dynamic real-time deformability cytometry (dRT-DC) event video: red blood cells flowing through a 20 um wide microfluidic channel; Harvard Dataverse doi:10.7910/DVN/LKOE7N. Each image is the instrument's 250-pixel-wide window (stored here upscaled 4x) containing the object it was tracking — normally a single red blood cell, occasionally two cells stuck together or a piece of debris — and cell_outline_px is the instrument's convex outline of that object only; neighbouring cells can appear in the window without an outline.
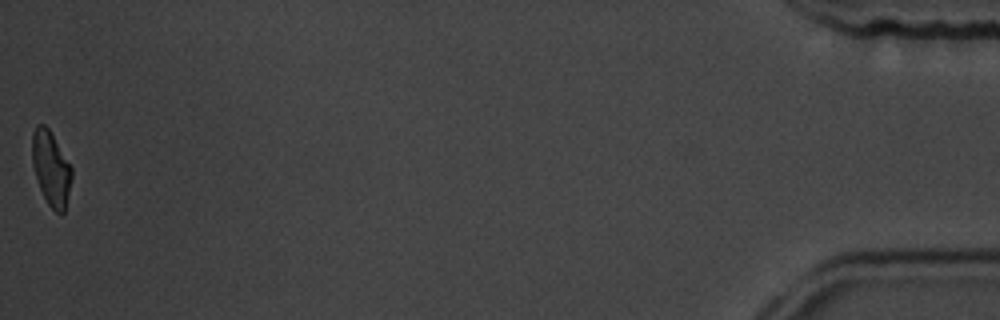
{"species": "common noctule bat (a hibernating species)", "species_latin": "Nyctalus noctula", "temperature_condition": "room temperature", "stored_images_in_passage": 41, "camera_frame_rate_fps": 3000, "um_per_image_px": 0.085, "animal": {"sex": "male", "body_mass_g": 19.5, "forearm_length_mm": 54.6}, "frame": {"image": 1, "passage_image": 41, "time_ms": 13.333, "image_size_px": [1000, 320], "cell_outline_px": [[72, 176], [64, 212], [60, 216], [48, 204], [40, 188], [32, 164], [32, 132], [36, 124], [44, 124], [48, 128], [72, 168]], "centroid_in_image_um": [4.32, 14.31], "position_along_channel_um": 430.9, "area_um2": 16.94}, "authors_computed_cell_mechanics": {"area_um2": 18.3804, "velocity_mm_per_s": 3.6666, "shape_relaxation_time_tau1_ms": 3.0372, "shape_relaxation_time_tau2_ms": 2.5466, "deformation_change_tau1": 0.1201, "deformation_change_tau2": 0.0928}}